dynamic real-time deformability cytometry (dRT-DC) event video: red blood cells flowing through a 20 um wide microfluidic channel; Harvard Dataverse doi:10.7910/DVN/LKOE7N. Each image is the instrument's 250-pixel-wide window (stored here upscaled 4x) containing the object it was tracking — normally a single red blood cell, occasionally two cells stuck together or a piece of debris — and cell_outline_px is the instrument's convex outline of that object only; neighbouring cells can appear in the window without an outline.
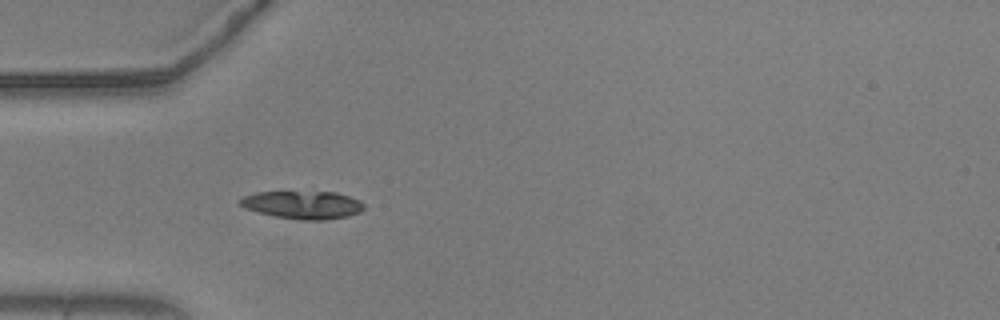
{"species": "common noctule bat (a hibernating species)", "species_latin": "Nyctalus noctula", "temperature_condition": "warm", "stored_images_in_passage": 28, "camera_frame_rate_fps": 3000, "um_per_image_px": 0.085, "animal": {"sex": "male", "body_mass_g": 20.5, "forearm_length_mm": 52.5}, "frame": {"image": 1, "passage_image": 5, "time_ms": 1.333, "image_size_px": [1000, 320], "cell_outline_px": [[364, 208], [360, 212], [348, 216], [324, 220], [300, 220], [276, 216], [244, 208], [240, 204], [240, 200], [244, 196], [256, 192], [336, 192], [360, 200], [364, 204]], "centroid_in_image_um": [25.77, 17.41], "position_along_channel_um": 59.2, "area_um2": 20.0}}
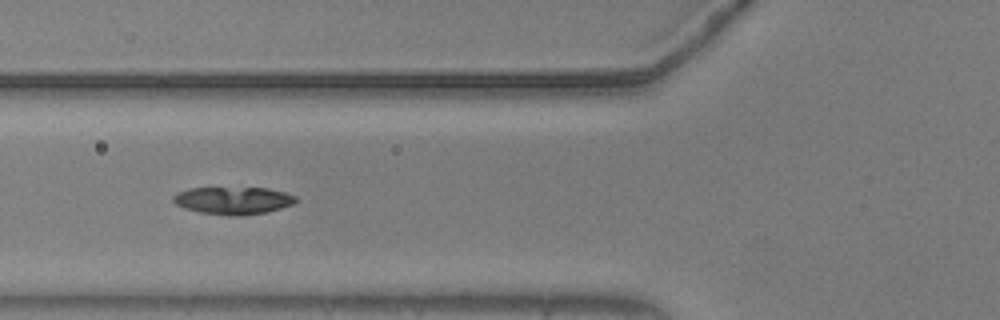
{"frame": {"image": 2, "passage_image": 9, "time_ms": 2.667, "image_size_px": [1000, 320], "cell_outline_px": [[300, 200], [292, 204], [268, 212], [240, 216], [232, 216], [200, 212], [184, 208], [176, 204], [172, 200], [172, 196], [188, 188], [268, 188], [284, 192], [296, 196]], "centroid_in_image_um": [19.84, 17.04], "position_along_channel_um": 106.0, "area_um2": 19.65}}